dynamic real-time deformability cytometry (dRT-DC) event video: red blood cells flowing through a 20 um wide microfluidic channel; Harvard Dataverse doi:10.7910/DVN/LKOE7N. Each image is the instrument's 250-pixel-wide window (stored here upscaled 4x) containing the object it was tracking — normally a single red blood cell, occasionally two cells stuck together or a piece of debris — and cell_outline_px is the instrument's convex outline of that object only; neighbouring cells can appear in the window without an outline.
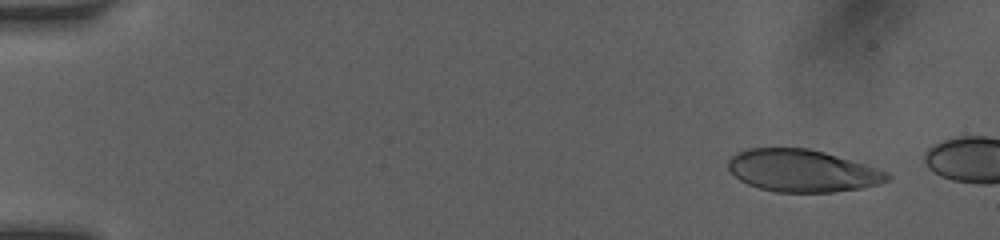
{"species": "human", "species_latin": "Homo sapiens", "temperature_condition": "room temperature", "stored_images_in_passage": 12, "camera_frame_rate_fps": 3000, "um_per_image_px": 0.085, "donor": {"sex": "female"}, "frame": {"image": 1, "passage_image": 4, "time_ms": 1.0, "image_size_px": [1000, 240], "cell_outline_px": [[892, 176], [888, 180], [880, 184], [860, 188], [832, 192], [776, 192], [760, 188], [748, 184], [740, 180], [728, 168], [728, 160], [736, 152], [748, 148], [808, 148], [824, 152], [876, 168], [888, 172]], "centroid_in_image_um": [68.19, 14.51], "position_along_channel_um": 16.8, "area_um2": 38.96}}